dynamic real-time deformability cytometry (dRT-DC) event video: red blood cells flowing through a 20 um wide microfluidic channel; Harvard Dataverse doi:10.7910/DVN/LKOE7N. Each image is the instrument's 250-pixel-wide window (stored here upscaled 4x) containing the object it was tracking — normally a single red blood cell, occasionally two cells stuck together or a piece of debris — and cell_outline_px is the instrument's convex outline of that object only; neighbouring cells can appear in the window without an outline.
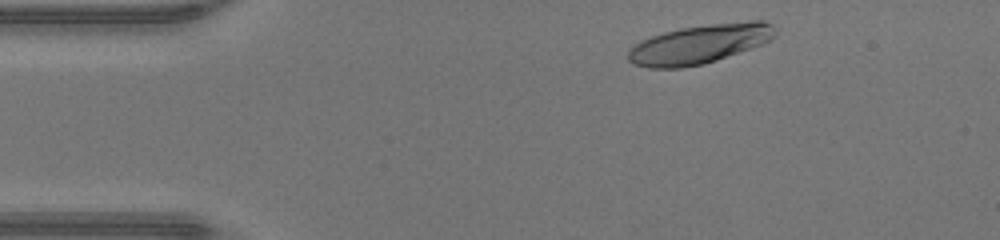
{"species": "human", "species_latin": "Homo sapiens", "temperature_condition": "warm", "stored_images_in_passage": 42, "camera_frame_rate_fps": 3000, "um_per_image_px": 0.085, "donor": {"sex": "male"}, "frame": {"image": 1, "passage_image": 3, "time_ms": 0.667, "image_size_px": [1000, 240], "cell_outline_px": [[776, 36], [772, 40], [764, 44], [704, 64], [680, 68], [648, 68], [632, 64], [628, 60], [628, 48], [640, 40], [664, 32], [680, 28], [712, 24], [748, 20], [764, 20], [772, 24], [776, 28]], "centroid_in_image_um": [59.49, 3.74], "position_along_channel_um": 25.5, "area_um2": 33.93}}
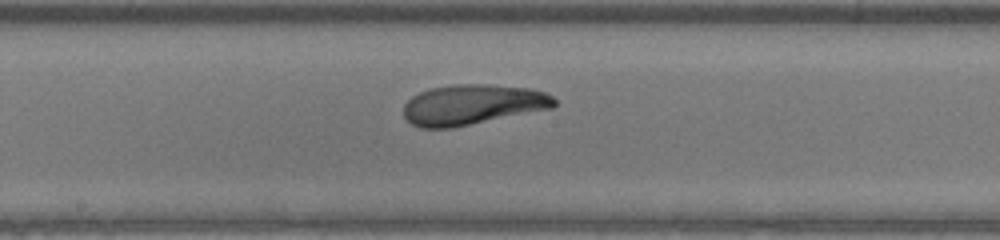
{"frame": {"image": 2, "passage_image": 20, "time_ms": 6.333, "image_size_px": [1000, 240], "cell_outline_px": [[556, 104], [552, 108], [452, 128], [420, 128], [412, 124], [404, 116], [404, 104], [412, 96], [428, 88], [456, 84], [488, 84], [528, 88], [544, 92], [552, 96], [556, 100]], "centroid_in_image_um": [40.14, 8.89], "position_along_channel_um": 208.1, "area_um2": 35.37}}
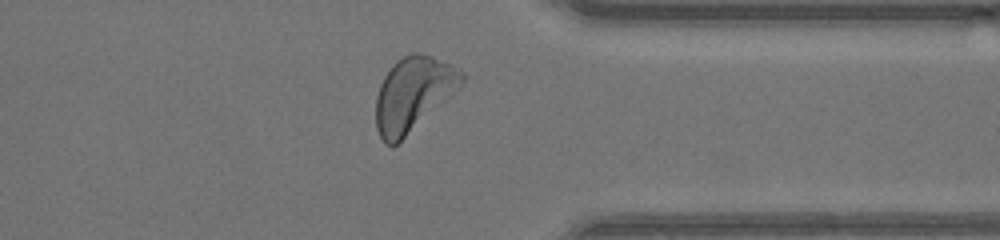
{"frame": {"image": 3, "passage_image": 32, "time_ms": 10.333, "image_size_px": [1000, 240], "cell_outline_px": [[464, 80], [456, 88], [392, 148], [384, 144], [376, 128], [376, 96], [380, 84], [384, 76], [392, 64], [396, 60], [412, 52], [420, 52], [432, 56], [464, 72]], "centroid_in_image_um": [35.04, 7.97], "position_along_channel_um": 376.4, "area_um2": 36.01}, "authors_computed_cell_mechanics": {"area_um2": 35.2002, "velocity_mm_per_s": 4.3978, "shape_relaxation_time_tau1_ms": 2.7839, "shape_relaxation_time_tau2_ms": 4.0864, "deformation_change_tau1": 0.1706, "deformation_change_tau2": 0.0923}}